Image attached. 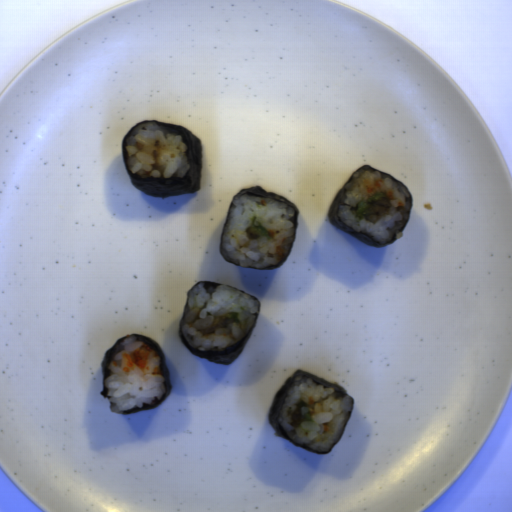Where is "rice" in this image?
I'll return each mask as SVG.
<instances>
[{
  "mask_svg": "<svg viewBox=\"0 0 512 512\" xmlns=\"http://www.w3.org/2000/svg\"><path fill=\"white\" fill-rule=\"evenodd\" d=\"M262 199L265 200L264 205L260 203ZM254 216L265 228L273 230L274 237L271 240L268 241L266 237L252 241L248 239L246 227L250 226ZM294 216L295 209L286 203L238 193L232 200L223 231L221 252L224 258L247 268L266 269L276 266L281 263L277 259V246L283 248L286 259L295 240Z\"/></svg>",
  "mask_w": 512,
  "mask_h": 512,
  "instance_id": "rice-1",
  "label": "rice"
},
{
  "mask_svg": "<svg viewBox=\"0 0 512 512\" xmlns=\"http://www.w3.org/2000/svg\"><path fill=\"white\" fill-rule=\"evenodd\" d=\"M178 132L150 121L138 125L125 140L126 165L137 178H183L190 169Z\"/></svg>",
  "mask_w": 512,
  "mask_h": 512,
  "instance_id": "rice-5",
  "label": "rice"
},
{
  "mask_svg": "<svg viewBox=\"0 0 512 512\" xmlns=\"http://www.w3.org/2000/svg\"><path fill=\"white\" fill-rule=\"evenodd\" d=\"M137 336H128L121 342L122 350L115 353L108 369L111 374L105 378L104 385L108 392L106 399L109 402L110 411L115 414H122L124 410L134 407L143 408L144 405H152V402L161 400L167 391V385L163 375H153L155 368L161 369V358L154 356L152 349L144 368H138L136 364L128 366V358L125 353L131 354L142 346L143 341H137ZM118 366H114L113 361ZM128 367L130 372H123Z\"/></svg>",
  "mask_w": 512,
  "mask_h": 512,
  "instance_id": "rice-6",
  "label": "rice"
},
{
  "mask_svg": "<svg viewBox=\"0 0 512 512\" xmlns=\"http://www.w3.org/2000/svg\"><path fill=\"white\" fill-rule=\"evenodd\" d=\"M376 179L382 180L381 186H374ZM373 187L374 192L368 193L367 187ZM388 193L392 191V206L378 222L370 223L364 218H358L355 209L358 202H366L375 192ZM403 202L404 207H398V202ZM412 209L411 198L406 188L395 179L365 166L352 174L345 186L342 202L339 206L338 217L343 223L357 232H363L372 237L379 245L389 244L402 238L404 228L407 225Z\"/></svg>",
  "mask_w": 512,
  "mask_h": 512,
  "instance_id": "rice-4",
  "label": "rice"
},
{
  "mask_svg": "<svg viewBox=\"0 0 512 512\" xmlns=\"http://www.w3.org/2000/svg\"><path fill=\"white\" fill-rule=\"evenodd\" d=\"M310 397L314 398L315 404L309 405ZM300 399L306 403L302 408V415L310 411L314 422H303L299 428H295L290 425L291 414ZM353 405V397L338 393L325 385L316 384L313 379L300 374L289 386L278 420L292 441L324 454L331 451L339 442ZM325 424L330 428L328 432L323 430Z\"/></svg>",
  "mask_w": 512,
  "mask_h": 512,
  "instance_id": "rice-3",
  "label": "rice"
},
{
  "mask_svg": "<svg viewBox=\"0 0 512 512\" xmlns=\"http://www.w3.org/2000/svg\"><path fill=\"white\" fill-rule=\"evenodd\" d=\"M239 312L240 323L228 318L227 327L212 335L202 336L201 329L213 324L218 316L228 317L230 311ZM258 300L228 285L205 289L203 283L188 293V301L180 322V331L188 344L196 350L218 352L240 342L257 320Z\"/></svg>",
  "mask_w": 512,
  "mask_h": 512,
  "instance_id": "rice-2",
  "label": "rice"
}]
</instances>
